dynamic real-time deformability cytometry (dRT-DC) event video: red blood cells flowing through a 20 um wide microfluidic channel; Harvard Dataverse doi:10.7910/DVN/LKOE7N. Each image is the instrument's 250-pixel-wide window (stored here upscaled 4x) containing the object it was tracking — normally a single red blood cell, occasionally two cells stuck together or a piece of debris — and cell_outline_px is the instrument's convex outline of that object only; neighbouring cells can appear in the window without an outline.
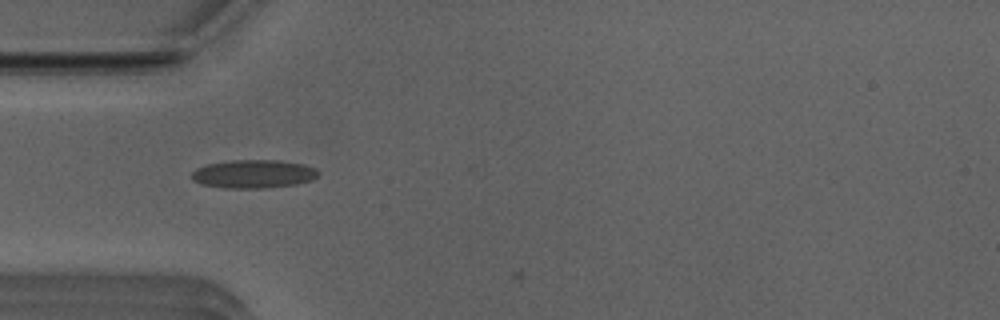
{"species": "Egyptian fruit bat (a non-hibernating species)", "species_latin": "Rousettus aegyptiacus", "temperature_condition": "room temperature", "stored_images_in_passage": 3, "camera_frame_rate_fps": 3000, "um_per_image_px": 0.085, "animal": {"sex": "male"}, "frame": {"image": 1, "passage_image": 1, "time_ms": 0.0, "image_size_px": [1000, 320], "cell_outline_px": [[320, 172], [312, 180], [296, 184], [264, 188], [224, 188], [200, 184], [192, 180], [192, 172], [196, 168], [208, 164], [232, 160], [280, 160], [304, 164], [316, 168]], "centroid_in_image_um": [21.55, 14.78], "position_along_channel_um": 63.4, "area_um2": 21.04}}